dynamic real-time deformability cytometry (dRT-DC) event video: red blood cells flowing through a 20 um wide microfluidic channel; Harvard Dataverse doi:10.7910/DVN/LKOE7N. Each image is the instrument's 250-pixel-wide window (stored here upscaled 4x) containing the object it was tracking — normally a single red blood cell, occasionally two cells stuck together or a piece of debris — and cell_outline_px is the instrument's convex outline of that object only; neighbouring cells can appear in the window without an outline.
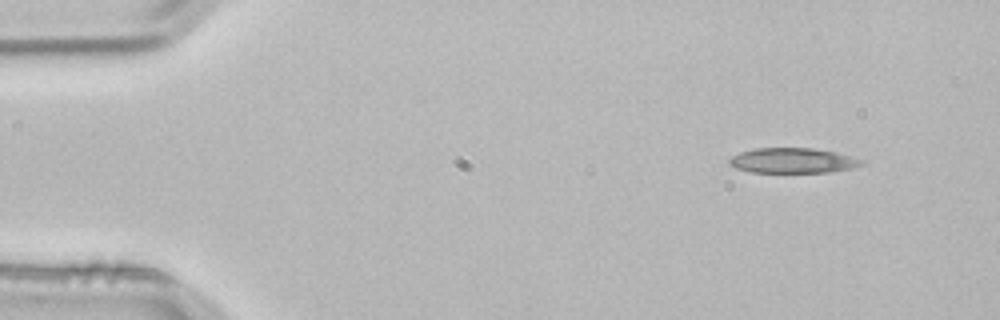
{"species": "common noctule bat (a hibernating species)", "species_latin": "Nyctalus noctula", "temperature_condition": "room temperature", "stored_images_in_passage": 3, "camera_frame_rate_fps": 3000, "um_per_image_px": 0.085, "animal": {"sex": "male", "body_mass_g": 21.5, "forearm_length_mm": 52.0}, "frame": {"image": 1, "passage_image": 1, "time_ms": 0.0, "image_size_px": [1000, 320], "cell_outline_px": [[864, 164], [852, 168], [828, 172], [752, 172], [736, 168], [728, 164], [728, 160], [732, 156], [740, 152], [752, 148], [812, 148], [836, 152], [864, 160]], "centroid_in_image_um": [67.36, 13.64], "position_along_channel_um": 17.6, "area_um2": 19.36}}
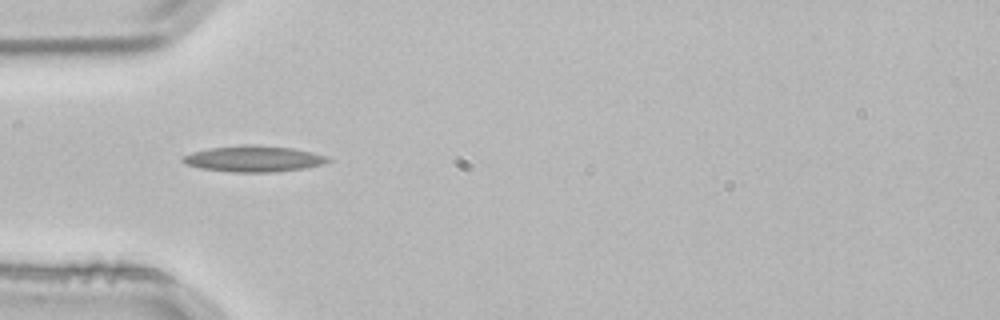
{"frame": {"image": 2, "passage_image": 3, "time_ms": 0.667, "image_size_px": [1000, 320], "cell_outline_px": [[332, 160], [324, 164], [304, 168], [276, 172], [232, 172], [200, 168], [184, 164], [180, 160], [184, 156], [192, 152], [208, 148], [240, 144], [256, 144], [292, 148], [312, 152], [328, 156]], "centroid_in_image_um": [21.56, 13.49], "position_along_channel_um": 63.4, "area_um2": 22.37}}